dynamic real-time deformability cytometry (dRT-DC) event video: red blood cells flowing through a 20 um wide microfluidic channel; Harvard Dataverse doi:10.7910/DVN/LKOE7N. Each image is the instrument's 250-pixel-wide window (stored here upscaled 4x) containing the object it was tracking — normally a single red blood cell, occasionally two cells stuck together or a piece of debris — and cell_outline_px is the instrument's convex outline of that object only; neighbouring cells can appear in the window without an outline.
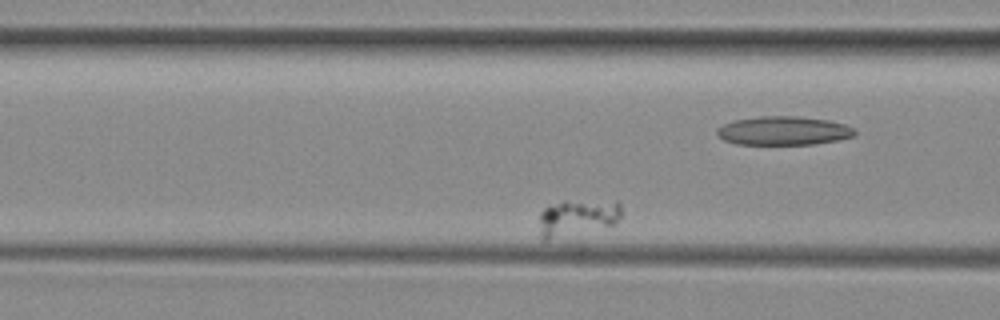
{"species": "common noctule bat (a hibernating species)", "species_latin": "Nyctalus noctula", "temperature_condition": "room temperature", "stored_images_in_passage": 51, "camera_frame_rate_fps": 3000, "um_per_image_px": 0.085, "animal": {"sex": "female", "body_mass_g": 29.2, "forearm_length_mm": 56.3}, "frame": {"image": 1, "passage_image": 15, "time_ms": 4.667, "image_size_px": [1000, 320], "cell_outline_px": [[620, 216], [612, 224], [548, 240], [540, 240], [540, 212], [544, 208], [564, 200], [616, 200], [620, 204]], "centroid_in_image_um": [49.03, 18.45], "position_along_channel_um": 117.6, "area_um2": 17.34}}
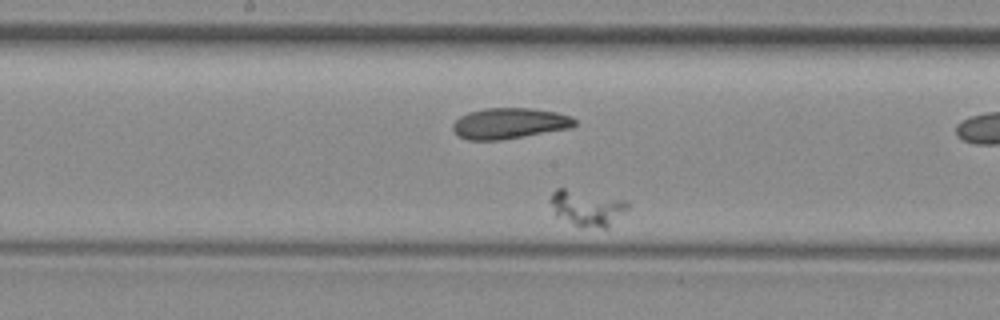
{"frame": {"image": 2, "passage_image": 23, "time_ms": 7.333, "image_size_px": [1000, 320], "cell_outline_px": [[628, 208], [608, 228], [580, 228], [556, 216], [548, 200], [552, 192], [556, 188], [564, 188], [628, 200]], "centroid_in_image_um": [49.87, 17.69], "position_along_channel_um": 198.3, "area_um2": 16.42}}
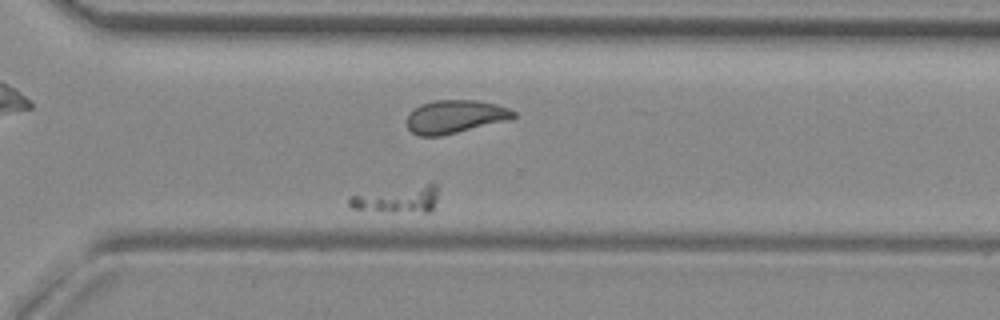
{"frame": {"image": 3, "passage_image": 36, "time_ms": 11.667, "image_size_px": [1000, 320], "cell_outline_px": [[436, 200], [432, 212], [424, 212], [352, 208], [348, 204], [348, 200], [352, 196], [428, 184], [436, 184]], "centroid_in_image_um": [33.87, 16.96], "position_along_channel_um": 336.7, "area_um2": 12.72}}